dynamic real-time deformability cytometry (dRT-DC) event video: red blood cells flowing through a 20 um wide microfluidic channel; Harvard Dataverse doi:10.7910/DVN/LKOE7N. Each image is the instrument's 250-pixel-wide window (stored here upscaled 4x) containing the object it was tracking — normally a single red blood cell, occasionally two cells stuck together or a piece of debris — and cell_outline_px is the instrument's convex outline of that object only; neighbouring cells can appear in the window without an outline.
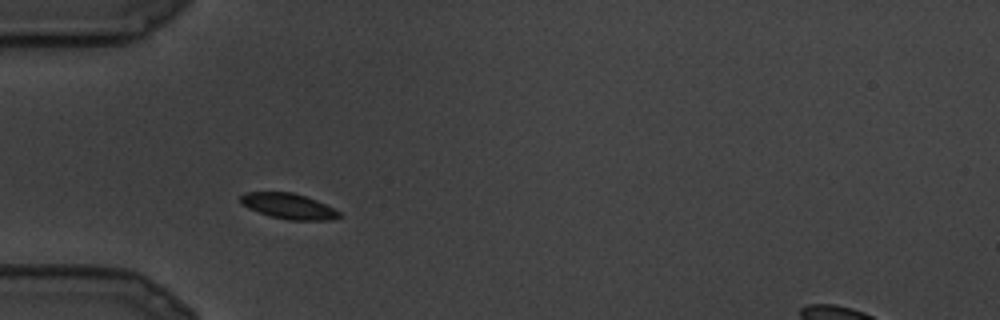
{"species": "common noctule bat (a hibernating species)", "species_latin": "Nyctalus noctula", "temperature_condition": "cold", "stored_images_in_passage": 13, "camera_frame_rate_fps": 3000, "um_per_image_px": 0.085, "animal": {"sex": "male", "body_mass_g": 19.5, "forearm_length_mm": 54.6}, "frame": {"image": 1, "passage_image": 1, "time_ms": 0.0, "image_size_px": [1000, 320], "cell_outline_px": [[340, 216], [328, 220], [288, 220], [272, 216], [248, 208], [240, 200], [240, 196], [244, 192], [292, 192], [316, 200], [340, 212]], "centroid_in_image_um": [24.51, 17.51], "position_along_channel_um": 60.5, "area_um2": 14.33}}
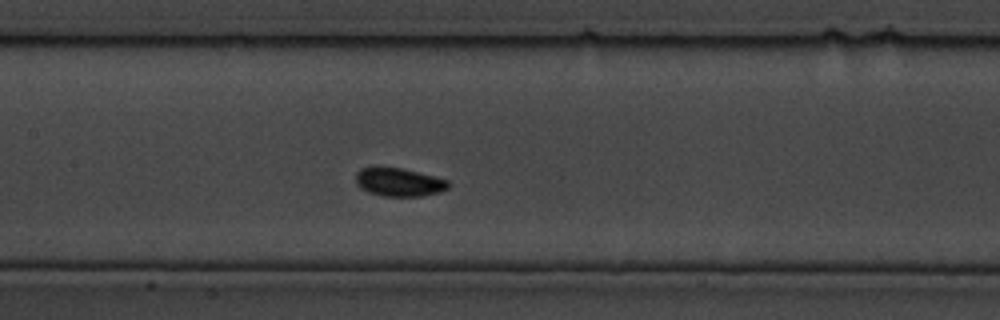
{"frame": {"image": 2, "passage_image": 6, "time_ms": 1.667, "image_size_px": [1000, 320], "cell_outline_px": [[448, 188], [440, 192], [420, 196], [384, 196], [368, 192], [360, 188], [356, 184], [356, 172], [360, 168], [400, 168], [448, 180]], "centroid_in_image_um": [33.88, 15.5], "position_along_channel_um": 173.5, "area_um2": 14.97}}
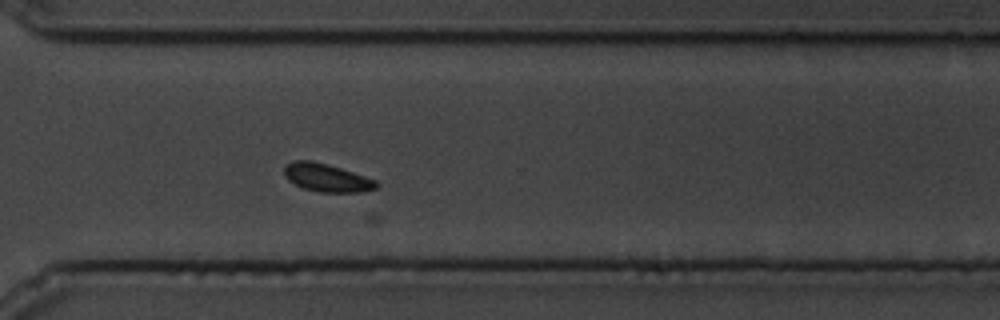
{"frame": {"image": 3, "passage_image": 13, "time_ms": 4.0, "image_size_px": [1000, 320], "cell_outline_px": [[380, 184], [376, 188], [364, 192], [320, 192], [304, 188], [288, 180], [284, 176], [284, 164], [292, 160], [312, 160], [340, 168], [376, 180]], "centroid_in_image_um": [27.75, 15.1], "position_along_channel_um": 342.9, "area_um2": 15.09}}